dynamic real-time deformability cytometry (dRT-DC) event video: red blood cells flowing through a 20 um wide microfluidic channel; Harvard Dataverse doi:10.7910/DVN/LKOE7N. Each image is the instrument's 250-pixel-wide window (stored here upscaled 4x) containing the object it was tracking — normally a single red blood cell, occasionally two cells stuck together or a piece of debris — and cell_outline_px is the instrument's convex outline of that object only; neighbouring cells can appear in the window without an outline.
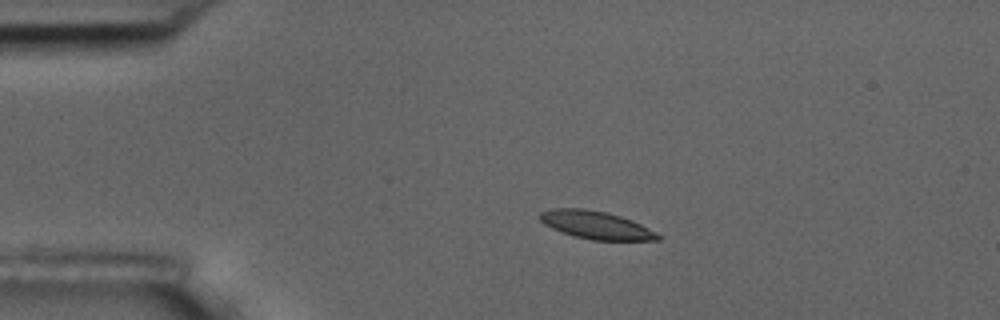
{"species": "common noctule bat (a hibernating species)", "species_latin": "Nyctalus noctula", "temperature_condition": "room temperature", "stored_images_in_passage": 9, "camera_frame_rate_fps": 3000, "um_per_image_px": 0.085, "animal": {"sex": "male", "body_mass_g": 17.5, "forearm_length_mm": 52.3}, "frame": {"image": 1, "passage_image": 4, "time_ms": 3.667, "image_size_px": [1000, 320], "cell_outline_px": [[660, 240], [592, 240], [572, 236], [552, 228], [544, 224], [536, 216], [540, 212], [552, 208], [584, 208], [604, 212], [620, 216], [632, 220], [656, 232], [660, 236]], "centroid_in_image_um": [50.61, 19.12], "position_along_channel_um": 34.4, "area_um2": 19.19}}
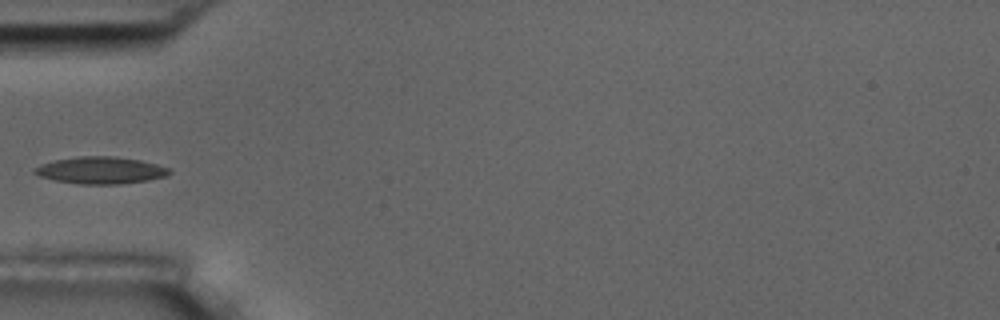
{"frame": {"image": 2, "passage_image": 6, "time_ms": 6.0, "image_size_px": [1000, 320], "cell_outline_px": [[172, 172], [168, 176], [148, 180], [120, 184], [80, 184], [56, 180], [40, 176], [32, 172], [32, 168], [40, 164], [56, 160], [76, 156], [112, 156], [140, 160], [172, 168]], "centroid_in_image_um": [8.58, 14.47], "position_along_channel_um": 76.4, "area_um2": 21.33}}
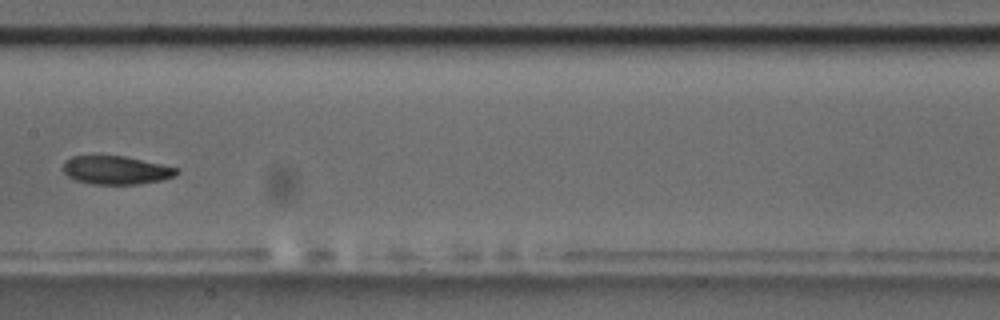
{"frame": {"image": 3, "passage_image": 9, "time_ms": 9.333, "image_size_px": [1000, 320], "cell_outline_px": [[180, 172], [172, 176], [160, 180], [136, 184], [92, 184], [76, 180], [68, 176], [64, 172], [64, 160], [72, 156], [124, 156], [180, 168]], "centroid_in_image_um": [9.86, 14.46], "position_along_channel_um": 197.5, "area_um2": 18.61}}